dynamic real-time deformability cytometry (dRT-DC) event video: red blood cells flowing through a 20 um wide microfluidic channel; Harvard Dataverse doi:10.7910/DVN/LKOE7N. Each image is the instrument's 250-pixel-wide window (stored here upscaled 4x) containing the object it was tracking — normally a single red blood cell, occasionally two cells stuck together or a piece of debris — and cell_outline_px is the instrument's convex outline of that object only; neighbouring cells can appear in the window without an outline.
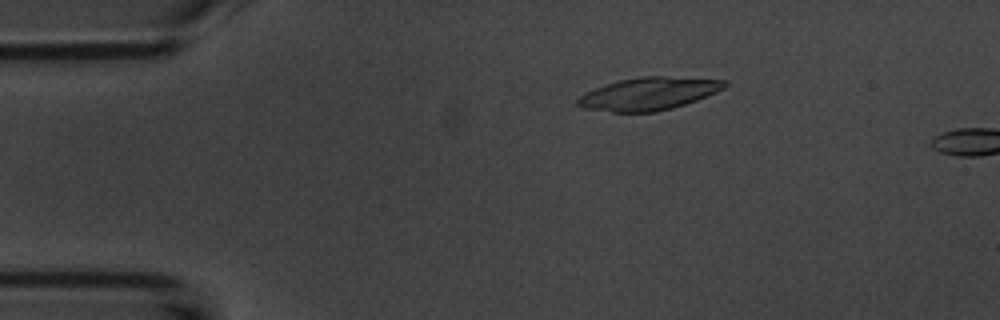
{"species": "common noctule bat (a hibernating species)", "species_latin": "Nyctalus noctula", "temperature_condition": "room temperature", "stored_images_in_passage": 5, "camera_frame_rate_fps": 3000, "um_per_image_px": 0.085, "animal": {"sex": "male", "body_mass_g": 20.1, "forearm_length_mm": 53.5}, "frame": {"image": 1, "passage_image": 3, "time_ms": 0.667, "image_size_px": [1000, 320], "cell_outline_px": [[728, 84], [724, 88], [716, 92], [696, 100], [672, 108], [656, 112], [612, 112], [580, 108], [576, 104], [576, 100], [580, 96], [604, 84], [620, 80], [640, 76], [664, 76], [728, 80]], "centroid_in_image_um": [55.13, 7.97], "position_along_channel_um": 29.9, "area_um2": 27.98}}